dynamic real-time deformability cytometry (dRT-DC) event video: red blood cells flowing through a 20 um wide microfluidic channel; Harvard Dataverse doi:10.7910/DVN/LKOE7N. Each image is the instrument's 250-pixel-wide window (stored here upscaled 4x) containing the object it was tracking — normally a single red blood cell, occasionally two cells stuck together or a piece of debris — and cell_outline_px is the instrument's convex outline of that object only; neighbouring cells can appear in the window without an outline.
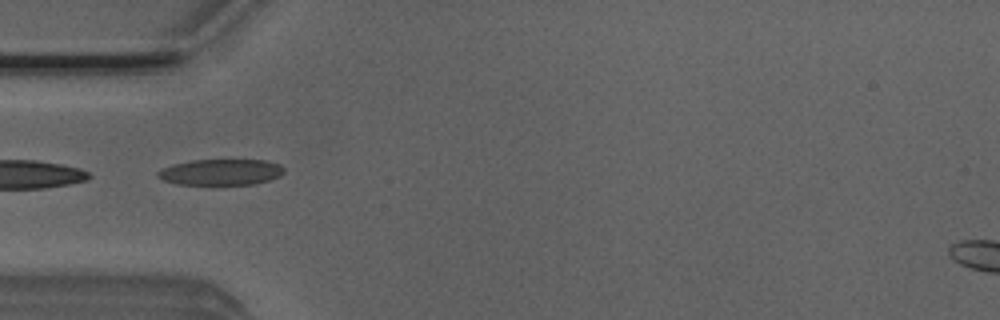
{"species": "Egyptian fruit bat (a non-hibernating species)", "species_latin": "Rousettus aegyptiacus", "temperature_condition": "room temperature", "stored_images_in_passage": 37, "camera_frame_rate_fps": 3000, "um_per_image_px": 0.085, "animal": {"sex": "male"}, "frame": {"image": 1, "passage_image": 1, "time_ms": 0.0, "image_size_px": [1000, 320], "cell_outline_px": [[284, 172], [280, 176], [268, 180], [252, 184], [176, 184], [164, 180], [156, 176], [156, 172], [172, 164], [192, 160], [268, 160], [280, 164], [284, 168]], "centroid_in_image_um": [18.78, 14.62], "position_along_channel_um": 66.2, "area_um2": 19.07}}
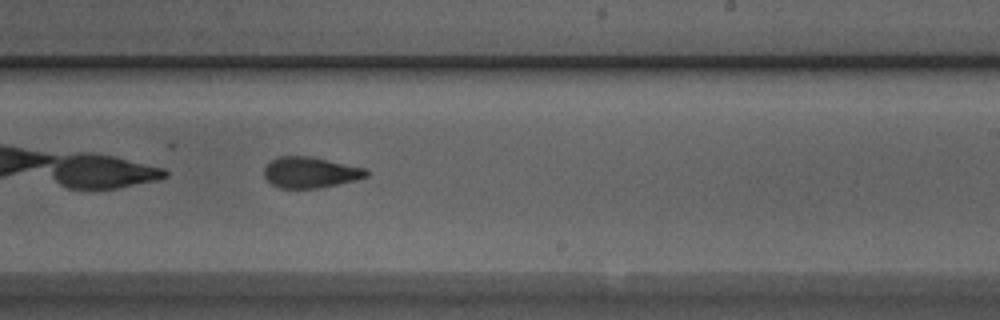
{"frame": {"image": 2, "passage_image": 16, "time_ms": 5.0, "image_size_px": [1000, 320], "cell_outline_px": [[368, 176], [356, 180], [316, 188], [280, 188], [272, 184], [264, 176], [264, 168], [276, 156], [312, 156], [368, 168]], "centroid_in_image_um": [26.4, 14.64], "position_along_channel_um": 262.6, "area_um2": 18.5}}
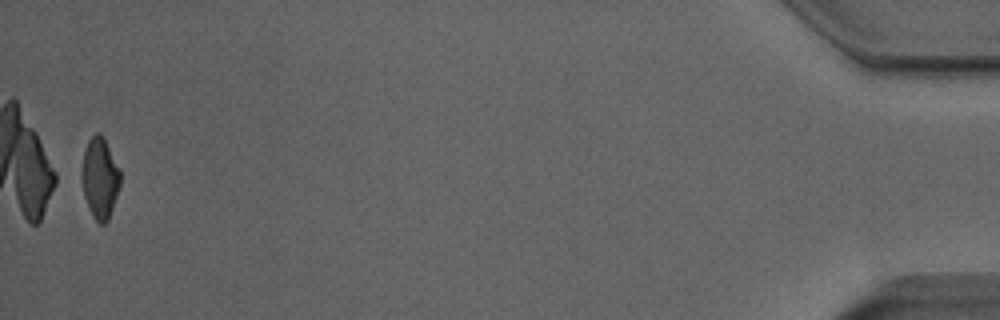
{"frame": {"image": 3, "passage_image": 36, "time_ms": 11.667, "image_size_px": [1000, 320], "cell_outline_px": [[120, 184], [108, 220], [104, 224], [100, 224], [92, 216], [88, 208], [84, 196], [84, 152], [88, 140], [96, 132], [100, 132], [104, 136], [120, 168]], "centroid_in_image_um": [8.53, 15.11], "position_along_channel_um": 426.7, "area_um2": 17.74}, "authors_computed_cell_mechanics": {"area_um2": 18.8428, "velocity_mm_per_s": 3.924, "shape_relaxation_time_tau1_ms": 10.3216, "shape_relaxation_time_tau2_ms": 2.3628, "deformation_change_tau1": 0.2247, "deformation_change_tau2": 0.1021}}